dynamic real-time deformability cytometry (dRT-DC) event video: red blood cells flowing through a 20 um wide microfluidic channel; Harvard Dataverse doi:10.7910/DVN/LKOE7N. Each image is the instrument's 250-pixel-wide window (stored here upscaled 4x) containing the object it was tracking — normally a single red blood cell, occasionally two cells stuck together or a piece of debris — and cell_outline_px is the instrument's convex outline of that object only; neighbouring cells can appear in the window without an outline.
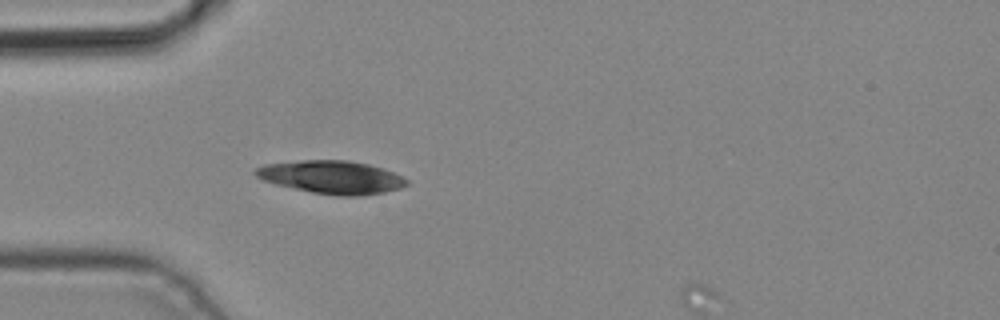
{"species": "common noctule bat (a hibernating species)", "species_latin": "Nyctalus noctula", "temperature_condition": "cold", "stored_images_in_passage": 3, "camera_frame_rate_fps": 3000, "um_per_image_px": 0.085, "animal": {"sex": "male", "body_mass_g": 19.2, "forearm_length_mm": 51.8}, "frame": {"image": 1, "passage_image": 3, "time_ms": 0.667, "image_size_px": [1000, 320], "cell_outline_px": [[408, 184], [400, 188], [384, 192], [356, 196], [340, 196], [312, 192], [276, 184], [264, 180], [256, 176], [252, 172], [256, 168], [264, 164], [304, 160], [344, 160], [368, 164], [392, 172], [408, 180]], "centroid_in_image_um": [28.16, 15.06], "position_along_channel_um": 56.8, "area_um2": 28.73}}